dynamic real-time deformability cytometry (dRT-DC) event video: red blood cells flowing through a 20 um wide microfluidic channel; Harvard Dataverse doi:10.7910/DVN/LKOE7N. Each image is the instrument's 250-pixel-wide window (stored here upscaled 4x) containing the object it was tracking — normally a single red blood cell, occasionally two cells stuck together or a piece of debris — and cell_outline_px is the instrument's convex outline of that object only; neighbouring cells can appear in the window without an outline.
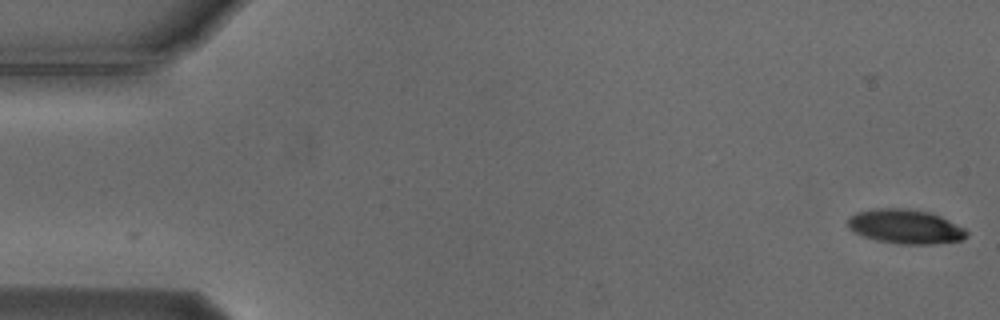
{"species": "Egyptian fruit bat (a non-hibernating species)", "species_latin": "Rousettus aegyptiacus", "temperature_condition": "cold", "stored_images_in_passage": 48, "camera_frame_rate_fps": 3000, "um_per_image_px": 0.085, "animal": {"sex": "male"}, "frame": {"image": 1, "passage_image": 1, "time_ms": 0.0, "image_size_px": [1000, 320], "cell_outline_px": [[968, 236], [964, 240], [936, 244], [900, 244], [876, 240], [864, 236], [848, 228], [848, 216], [856, 212], [876, 208], [904, 208], [928, 212], [940, 216], [964, 228], [968, 232]], "centroid_in_image_um": [76.96, 19.26], "position_along_channel_um": 8.0, "area_um2": 23.81}}
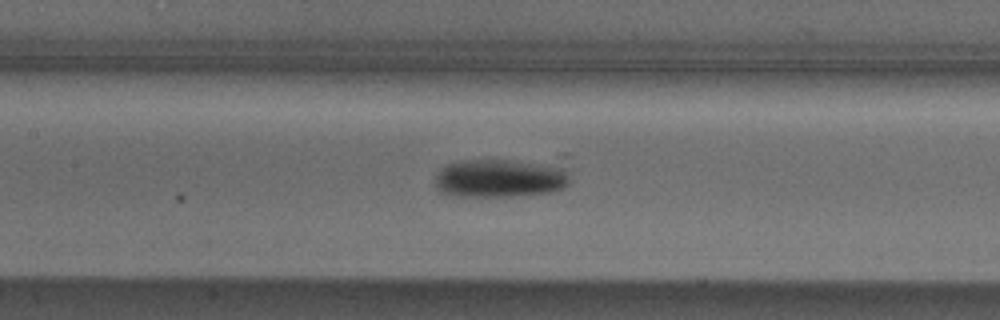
{"frame": {"image": 2, "passage_image": 25, "time_ms": 8.0, "image_size_px": [1000, 320], "cell_outline_px": [[568, 184], [564, 188], [552, 192], [508, 196], [452, 196], [440, 192], [436, 188], [436, 172], [444, 164], [456, 160], [564, 156], [568, 176]], "centroid_in_image_um": [42.72, 15.01], "position_along_channel_um": 164.7, "area_um2": 33.29}}
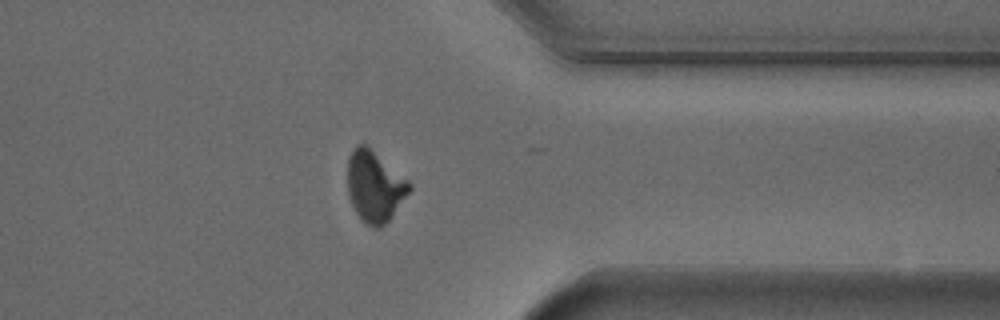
{"frame": {"image": 3, "passage_image": 43, "time_ms": 14.0, "image_size_px": [1000, 320], "cell_outline_px": [[412, 188], [392, 216], [380, 228], [372, 228], [364, 224], [356, 212], [348, 196], [348, 156], [356, 144], [368, 144], [408, 180], [412, 184]], "centroid_in_image_um": [31.84, 15.82], "position_along_channel_um": 379.6, "area_um2": 25.84}, "authors_computed_cell_mechanics": {"area_um2": 26.299, "velocity_mm_per_s": 3.7463, "shape_relaxation_time_tau1_ms": 2.8945, "shape_relaxation_time_tau2_ms": null, "deformation_change_tau1": 0.1271, "deformation_change_tau2": null}}